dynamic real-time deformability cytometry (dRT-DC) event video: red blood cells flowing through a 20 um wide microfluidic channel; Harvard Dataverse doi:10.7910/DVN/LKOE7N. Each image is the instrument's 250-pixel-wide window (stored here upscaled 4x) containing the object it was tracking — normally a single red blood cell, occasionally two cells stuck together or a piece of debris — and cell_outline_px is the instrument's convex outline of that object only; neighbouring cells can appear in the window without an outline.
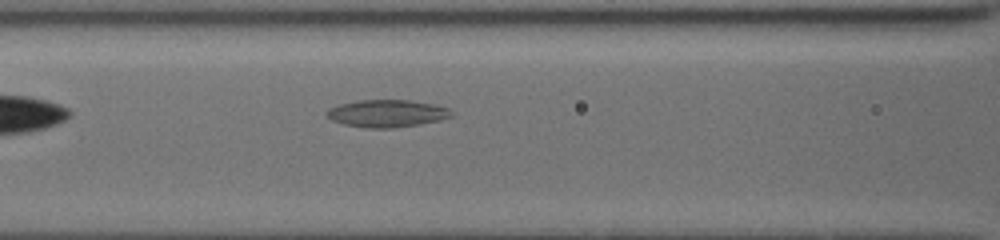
{"species": "common noctule bat (a hibernating species)", "species_latin": "Nyctalus noctula", "temperature_condition": "cold", "stored_images_in_passage": 4, "camera_frame_rate_fps": 3000, "um_per_image_px": 0.085, "animal": {"sex": "female", "body_mass_g": 19.5, "forearm_length_mm": 54.1}, "frame": {"image": 1, "passage_image": 4, "time_ms": 2.667, "image_size_px": [1000, 240], "cell_outline_px": [[452, 116], [440, 120], [420, 124], [392, 128], [368, 128], [344, 124], [332, 120], [324, 112], [328, 108], [340, 104], [356, 100], [408, 100], [432, 104], [448, 108], [452, 112]], "centroid_in_image_um": [32.86, 9.64], "position_along_channel_um": 133.7, "area_um2": 19.83}}